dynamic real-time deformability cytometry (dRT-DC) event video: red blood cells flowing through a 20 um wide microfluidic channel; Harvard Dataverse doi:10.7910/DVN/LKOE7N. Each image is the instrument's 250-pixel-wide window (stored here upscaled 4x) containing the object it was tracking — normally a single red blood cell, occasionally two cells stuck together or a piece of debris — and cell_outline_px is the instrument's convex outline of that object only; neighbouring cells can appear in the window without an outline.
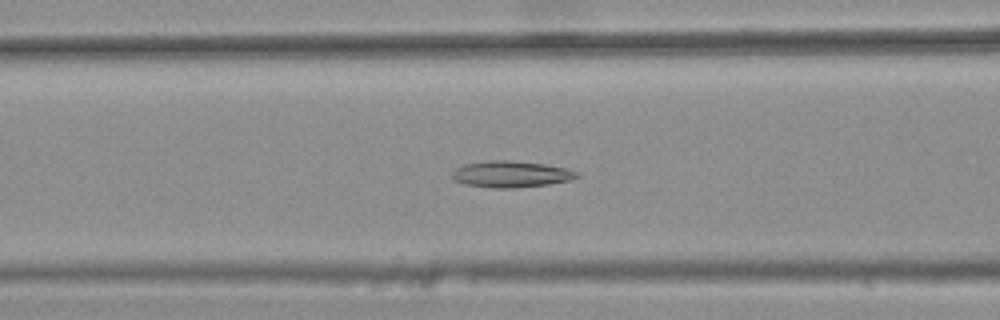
{"species": "common noctule bat (a hibernating species)", "species_latin": "Nyctalus noctula", "temperature_condition": "warm", "stored_images_in_passage": 44, "camera_frame_rate_fps": 3000, "um_per_image_px": 0.085, "animal": {"sex": "female", "body_mass_g": 25.1}, "frame": {"image": 1, "passage_image": 20, "time_ms": 6.333, "image_size_px": [1000, 320], "cell_outline_px": [[580, 176], [572, 180], [548, 184], [512, 188], [492, 188], [464, 184], [456, 180], [452, 176], [452, 172], [456, 168], [464, 164], [484, 160], [508, 160], [544, 164], [564, 168], [580, 172]], "centroid_in_image_um": [43.44, 14.8], "position_along_channel_um": 123.2, "area_um2": 19.25}}
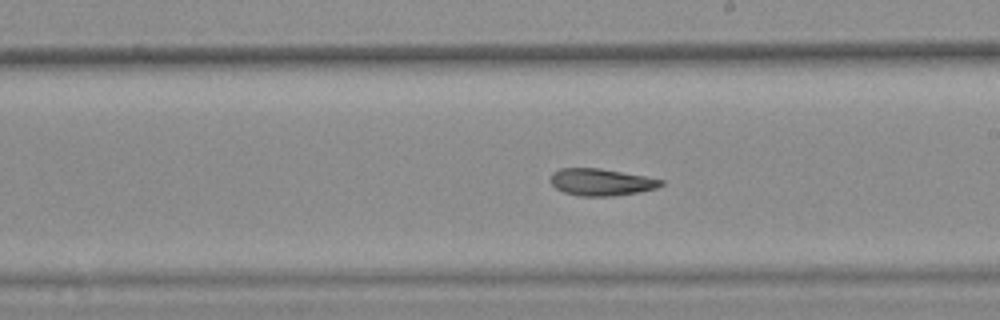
{"frame": {"image": 2, "passage_image": 29, "time_ms": 9.333, "image_size_px": [1000, 320], "cell_outline_px": [[664, 184], [656, 188], [640, 192], [612, 196], [580, 196], [564, 192], [556, 188], [552, 184], [552, 172], [560, 168], [600, 168], [644, 176], [664, 180]], "centroid_in_image_um": [51.12, 15.48], "position_along_channel_um": 237.9, "area_um2": 17.28}}
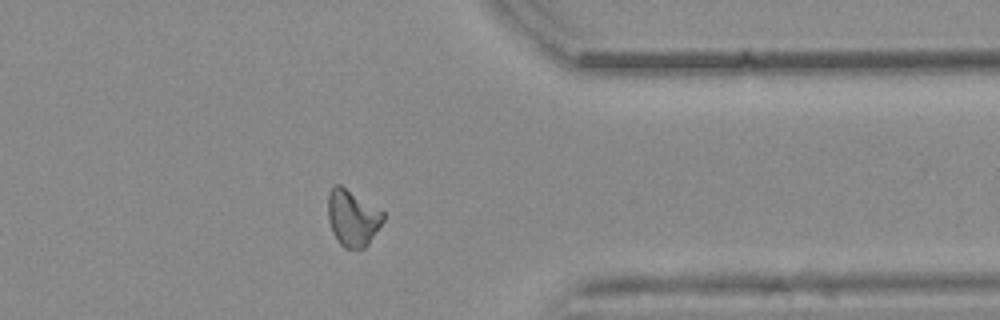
{"frame": {"image": 3, "passage_image": 41, "time_ms": 13.333, "image_size_px": [1000, 320], "cell_outline_px": [[384, 220], [368, 244], [364, 248], [344, 248], [336, 240], [332, 232], [328, 220], [328, 192], [336, 184], [340, 184], [384, 212]], "centroid_in_image_um": [29.95, 18.53], "position_along_channel_um": 381.5, "area_um2": 18.09}, "authors_computed_cell_mechanics": {"area_um2": 18.207, "velocity_mm_per_s": 3.8313, "shape_relaxation_time_tau1_ms": null, "shape_relaxation_time_tau2_ms": 7.3989, "deformation_change_tau1": null, "deformation_change_tau2": 0.1653}}